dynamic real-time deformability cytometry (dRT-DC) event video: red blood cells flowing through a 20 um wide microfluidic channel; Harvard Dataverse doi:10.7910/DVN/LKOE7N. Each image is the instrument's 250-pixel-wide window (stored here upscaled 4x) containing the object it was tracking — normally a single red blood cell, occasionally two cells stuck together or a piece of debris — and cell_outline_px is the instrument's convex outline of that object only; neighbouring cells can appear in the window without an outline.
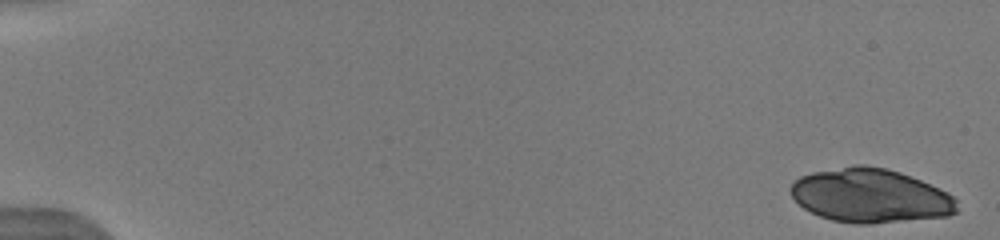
{"species": "human", "species_latin": "Homo sapiens", "temperature_condition": "warm", "stored_images_in_passage": 22, "camera_frame_rate_fps": 3000, "um_per_image_px": 0.085, "donor": {"sex": "male"}, "frame": {"image": 1, "passage_image": 1, "time_ms": 0.0, "image_size_px": [1000, 240], "cell_outline_px": [[960, 212], [948, 216], [872, 224], [856, 224], [832, 220], [820, 216], [804, 208], [792, 196], [792, 184], [800, 176], [812, 172], [852, 164], [864, 164], [884, 168], [900, 172], [920, 180], [948, 192], [956, 200]], "centroid_in_image_um": [74.01, 16.63], "position_along_channel_um": 11.0, "area_um2": 52.42}}
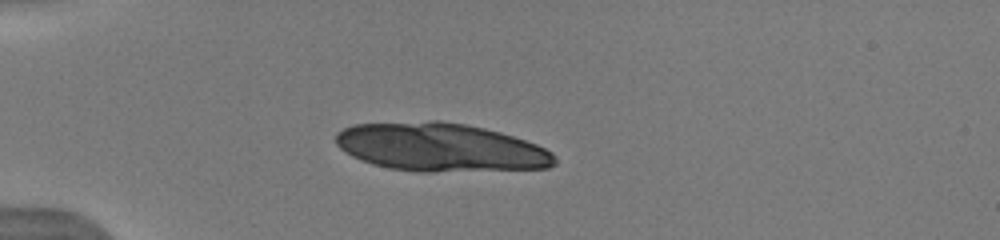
{"frame": {"image": 2, "passage_image": 10, "time_ms": 4.333, "image_size_px": [1000, 240], "cell_outline_px": [[556, 164], [548, 168], [436, 172], [420, 172], [388, 168], [372, 164], [360, 160], [344, 152], [336, 144], [336, 132], [352, 124], [428, 120], [436, 120], [464, 124], [484, 128], [500, 132], [536, 144], [552, 152], [556, 160]], "centroid_in_image_um": [37.4, 12.52], "position_along_channel_um": 47.6, "area_um2": 62.02}}